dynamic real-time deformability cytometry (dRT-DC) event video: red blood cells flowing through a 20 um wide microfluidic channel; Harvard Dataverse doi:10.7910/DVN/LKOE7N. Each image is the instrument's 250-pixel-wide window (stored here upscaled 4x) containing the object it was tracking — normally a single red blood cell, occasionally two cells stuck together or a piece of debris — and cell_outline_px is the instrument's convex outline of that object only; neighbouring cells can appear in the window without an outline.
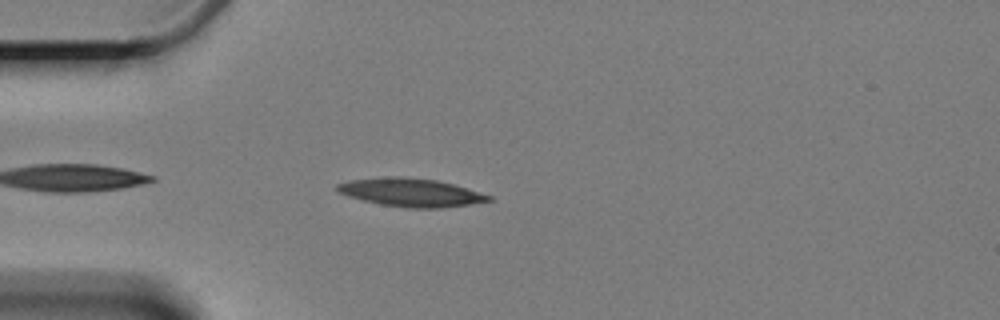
{"species": "Egyptian fruit bat (a non-hibernating species)", "species_latin": "Rousettus aegyptiacus", "temperature_condition": "cold", "stored_images_in_passage": 4, "camera_frame_rate_fps": 3000, "um_per_image_px": 0.085, "animal": {"sex": "female"}, "frame": {"image": 1, "passage_image": 4, "time_ms": 3.667, "image_size_px": [1000, 320], "cell_outline_px": [[492, 200], [468, 204], [440, 208], [408, 208], [380, 204], [348, 196], [336, 192], [332, 188], [336, 184], [352, 180], [392, 176], [396, 176], [436, 180], [452, 184], [492, 196]], "centroid_in_image_um": [34.85, 16.36], "position_along_channel_um": 50.1, "area_um2": 24.68}}